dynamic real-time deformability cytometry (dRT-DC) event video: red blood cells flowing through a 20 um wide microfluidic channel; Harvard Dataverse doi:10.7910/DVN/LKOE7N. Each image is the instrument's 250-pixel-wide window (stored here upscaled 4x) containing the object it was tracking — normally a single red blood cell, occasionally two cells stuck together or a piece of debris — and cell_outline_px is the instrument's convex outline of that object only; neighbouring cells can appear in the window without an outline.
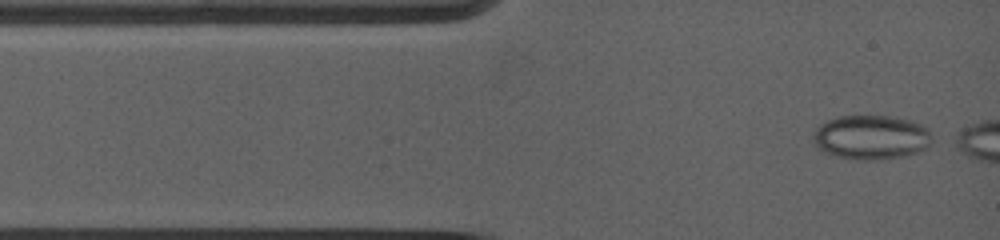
{"species": "common noctule bat (a hibernating species)", "species_latin": "Nyctalus noctula", "temperature_condition": "warm", "stored_images_in_passage": 7, "camera_frame_rate_fps": 5000, "um_per_image_px": 0.085, "animal": {"sex": "female", "body_mass_g": 19.0, "forearm_length_mm": 53.3}, "frame": {"image": 1, "passage_image": 1, "time_ms": 0.0, "image_size_px": [1000, 240], "cell_outline_px": [[932, 140], [928, 148], [904, 156], [872, 160], [860, 160], [840, 156], [824, 152], [816, 148], [812, 140], [812, 136], [816, 128], [820, 124], [828, 120], [840, 116], [888, 116], [912, 120], [928, 128], [932, 136]], "centroid_in_image_um": [74.05, 11.66], "position_along_channel_um": 10.9, "area_um2": 30.81}}